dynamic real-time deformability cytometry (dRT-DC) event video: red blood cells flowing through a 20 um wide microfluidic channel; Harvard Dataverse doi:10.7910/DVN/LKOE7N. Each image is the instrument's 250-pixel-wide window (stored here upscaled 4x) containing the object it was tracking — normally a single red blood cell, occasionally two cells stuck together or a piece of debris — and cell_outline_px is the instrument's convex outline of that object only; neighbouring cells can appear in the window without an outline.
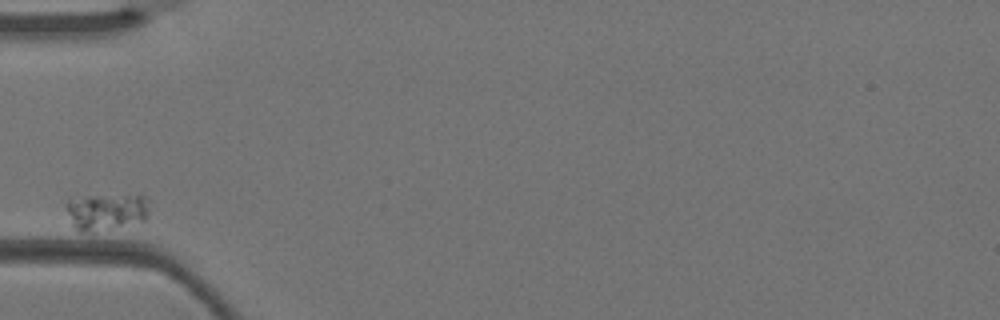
{"species": "Egyptian fruit bat (a non-hibernating species)", "species_latin": "Rousettus aegyptiacus", "temperature_condition": "warm", "stored_images_in_passage": 4, "camera_frame_rate_fps": 3000, "um_per_image_px": 0.085, "animal": {"sex": "female"}, "frame": {"image": 1, "passage_image": 3, "time_ms": 0.667, "image_size_px": [1000, 320], "cell_outline_px": [[148, 216], [144, 220], [92, 236], [80, 232], [72, 224], [64, 204], [68, 196], [76, 192], [140, 192], [148, 200]], "centroid_in_image_um": [8.96, 17.9], "position_along_channel_um": 76.0, "area_um2": 20.69}}
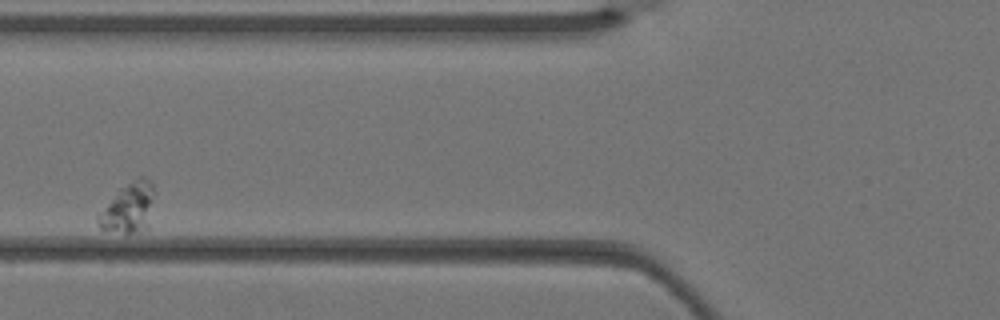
{"frame": {"image": 2, "passage_image": 4, "time_ms": 1.0, "image_size_px": [1000, 320], "cell_outline_px": [[156, 192], [148, 228], [136, 232], [104, 232], [96, 224], [96, 212], [120, 188], [136, 176], [144, 176], [152, 180]], "centroid_in_image_um": [10.91, 17.63], "position_along_channel_um": 114.9, "area_um2": 17.34}}